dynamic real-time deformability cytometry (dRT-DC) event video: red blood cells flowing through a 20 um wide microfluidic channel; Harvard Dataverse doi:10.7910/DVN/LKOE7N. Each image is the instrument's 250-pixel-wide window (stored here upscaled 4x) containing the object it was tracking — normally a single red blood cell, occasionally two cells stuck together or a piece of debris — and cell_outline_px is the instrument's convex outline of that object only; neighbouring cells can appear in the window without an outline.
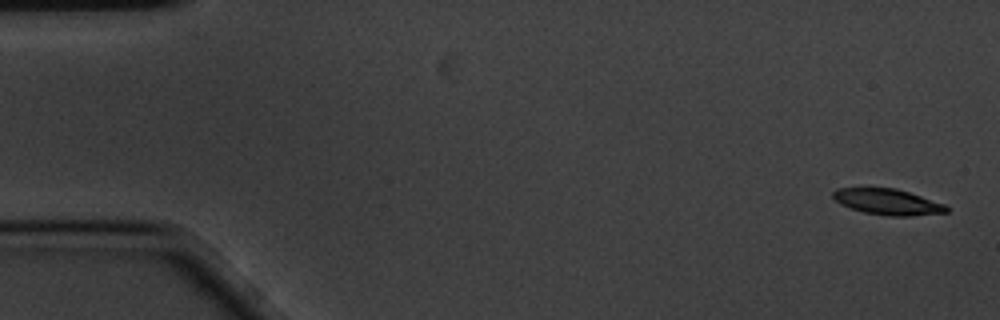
{"species": "common noctule bat (a hibernating species)", "species_latin": "Nyctalus noctula", "temperature_condition": "cold", "stored_images_in_passage": 5, "camera_frame_rate_fps": 3000, "um_per_image_px": 0.085, "animal": {"sex": "male", "body_mass_g": 20.1, "forearm_length_mm": 53.5}, "frame": {"image": 1, "passage_image": 1, "time_ms": 0.0, "image_size_px": [1000, 320], "cell_outline_px": [[948, 212], [912, 216], [888, 216], [864, 212], [840, 204], [832, 196], [832, 192], [836, 188], [896, 188], [944, 204], [948, 208]], "centroid_in_image_um": [75.43, 17.16], "position_along_channel_um": 9.6, "area_um2": 16.94}}
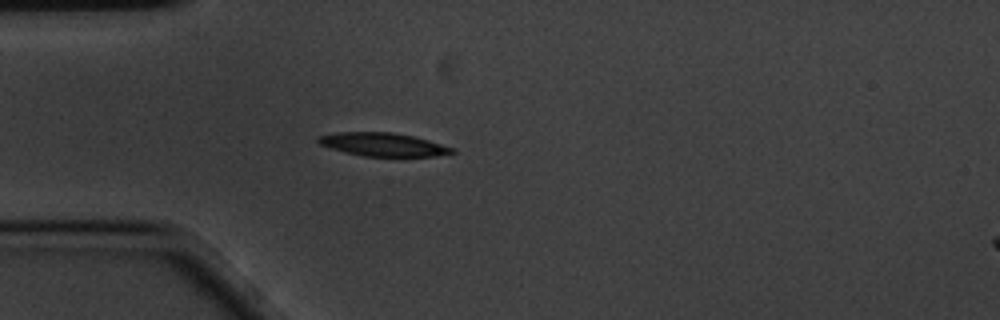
{"frame": {"image": 2, "passage_image": 5, "time_ms": 1.333, "image_size_px": [1000, 320], "cell_outline_px": [[456, 152], [436, 156], [364, 156], [344, 152], [320, 144], [316, 140], [316, 136], [336, 132], [392, 132], [412, 136], [428, 140], [456, 148]], "centroid_in_image_um": [32.56, 12.28], "position_along_channel_um": 52.4, "area_um2": 18.21}}